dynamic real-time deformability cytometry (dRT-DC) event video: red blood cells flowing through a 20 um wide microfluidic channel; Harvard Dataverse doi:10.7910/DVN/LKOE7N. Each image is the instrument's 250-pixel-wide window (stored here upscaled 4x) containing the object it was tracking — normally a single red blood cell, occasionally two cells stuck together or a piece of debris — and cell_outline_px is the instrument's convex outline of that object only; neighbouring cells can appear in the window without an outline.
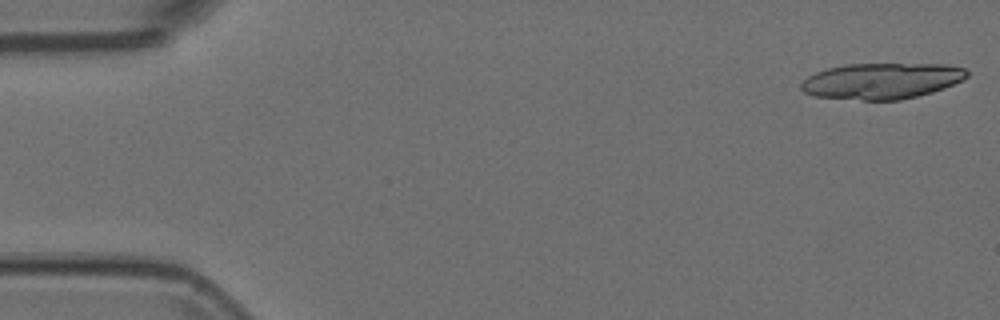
{"species": "Egyptian fruit bat (a non-hibernating species)", "species_latin": "Rousettus aegyptiacus", "temperature_condition": "room temperature", "stored_images_in_passage": 10, "camera_frame_rate_fps": 3000, "um_per_image_px": 0.085, "animal": {"sex": "female"}, "frame": {"image": 1, "passage_image": 1, "time_ms": 0.0, "image_size_px": [1000, 320], "cell_outline_px": [[968, 76], [944, 88], [932, 92], [900, 100], [860, 100], [812, 96], [804, 92], [800, 88], [800, 84], [808, 76], [816, 72], [828, 68], [848, 64], [948, 64], [964, 68], [968, 72]], "centroid_in_image_um": [74.92, 6.88], "position_along_channel_um": 10.1, "area_um2": 34.74}}